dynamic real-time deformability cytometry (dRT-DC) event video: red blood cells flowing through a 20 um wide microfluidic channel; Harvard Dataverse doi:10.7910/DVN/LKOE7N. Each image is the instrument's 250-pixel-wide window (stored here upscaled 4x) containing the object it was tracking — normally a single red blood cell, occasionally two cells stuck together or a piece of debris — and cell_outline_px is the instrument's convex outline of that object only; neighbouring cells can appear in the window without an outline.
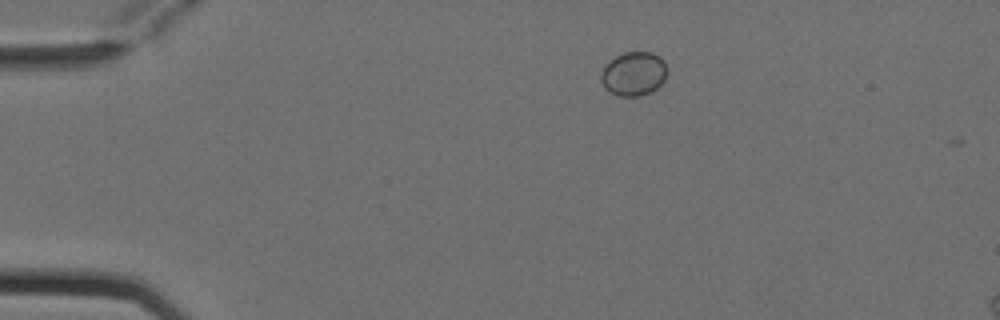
{"species": "Egyptian fruit bat (a non-hibernating species)", "species_latin": "Rousettus aegyptiacus", "temperature_condition": "cold", "stored_images_in_passage": 3, "camera_frame_rate_fps": 3000, "um_per_image_px": 0.085, "animal": {"sex": "female"}, "frame": {"image": 1, "passage_image": 3, "time_ms": 0.667, "image_size_px": [1000, 320], "cell_outline_px": [[668, 72], [664, 80], [656, 88], [640, 96], [620, 96], [604, 88], [600, 80], [600, 72], [604, 64], [616, 56], [624, 52], [652, 52], [660, 56], [664, 60], [668, 68]], "centroid_in_image_um": [53.86, 6.25], "position_along_channel_um": 31.1, "area_um2": 17.17}}